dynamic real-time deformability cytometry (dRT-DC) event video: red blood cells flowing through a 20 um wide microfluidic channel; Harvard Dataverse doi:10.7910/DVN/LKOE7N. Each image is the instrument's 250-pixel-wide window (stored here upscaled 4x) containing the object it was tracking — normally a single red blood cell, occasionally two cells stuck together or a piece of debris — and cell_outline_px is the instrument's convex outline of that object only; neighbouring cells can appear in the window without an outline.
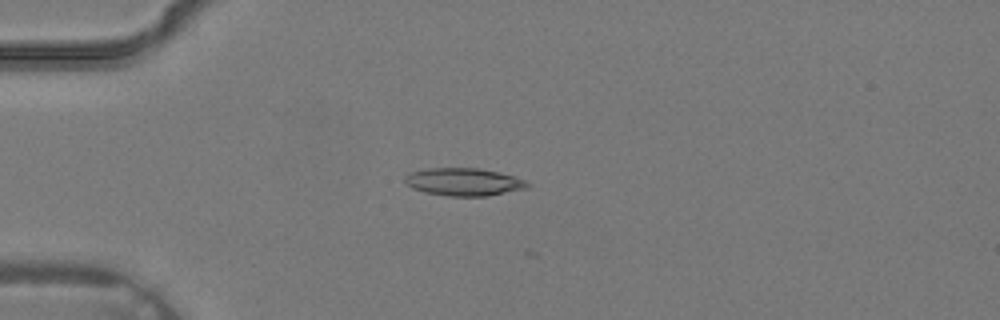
{"species": "common noctule bat (a hibernating species)", "species_latin": "Nyctalus noctula", "temperature_condition": "warm", "stored_images_in_passage": 2, "camera_frame_rate_fps": 3000, "um_per_image_px": 0.085, "animal": {"sex": "male", "body_mass_g": 19.2, "forearm_length_mm": 51.8}, "frame": {"image": 1, "passage_image": 2, "time_ms": 0.333, "image_size_px": [1000, 320], "cell_outline_px": [[532, 184], [528, 188], [488, 196], [448, 196], [424, 192], [412, 188], [404, 180], [404, 176], [408, 172], [428, 168], [480, 168], [512, 176], [524, 180]], "centroid_in_image_um": [39.4, 15.46], "position_along_channel_um": 45.6, "area_um2": 19.83}}